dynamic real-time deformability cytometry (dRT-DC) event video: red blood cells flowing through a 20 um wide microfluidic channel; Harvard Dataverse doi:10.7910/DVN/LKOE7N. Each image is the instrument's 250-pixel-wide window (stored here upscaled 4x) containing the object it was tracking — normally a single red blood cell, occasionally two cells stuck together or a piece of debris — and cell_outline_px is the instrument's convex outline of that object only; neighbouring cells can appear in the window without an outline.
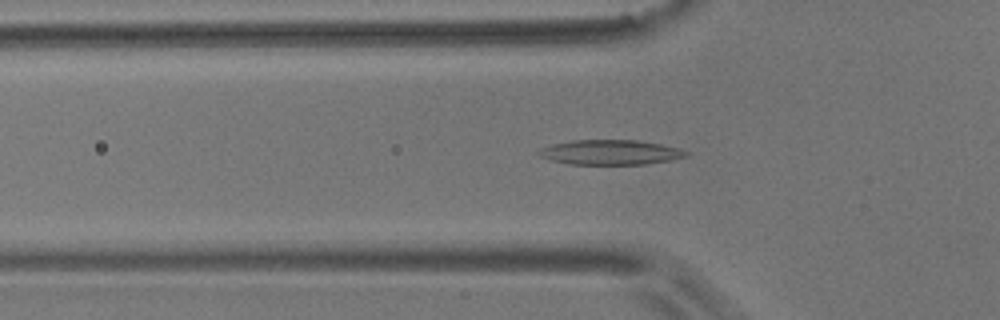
{"species": "common noctule bat (a hibernating species)", "species_latin": "Nyctalus noctula", "temperature_condition": "room temperature", "stored_images_in_passage": 49, "camera_frame_rate_fps": 3000, "um_per_image_px": 0.085, "animal": {"sex": "male", "body_mass_g": 17.9}, "frame": {"image": 1, "passage_image": 11, "time_ms": 3.333, "image_size_px": [1000, 320], "cell_outline_px": [[688, 156], [672, 160], [644, 164], [568, 164], [552, 160], [540, 156], [536, 152], [540, 148], [552, 144], [572, 140], [636, 140], [660, 144], [676, 148], [688, 152]], "centroid_in_image_um": [51.85, 12.94], "position_along_channel_um": 73.9, "area_um2": 21.21}}
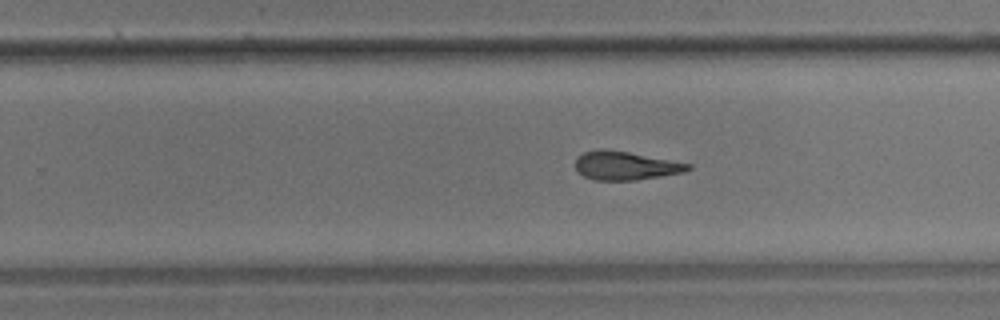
{"frame": {"image": 2, "passage_image": 28, "time_ms": 9.0, "image_size_px": [1000, 320], "cell_outline_px": [[692, 168], [684, 172], [636, 180], [596, 180], [584, 176], [576, 168], [576, 156], [584, 152], [628, 152], [692, 164]], "centroid_in_image_um": [53.23, 14.12], "position_along_channel_um": 276.6, "area_um2": 17.98}}
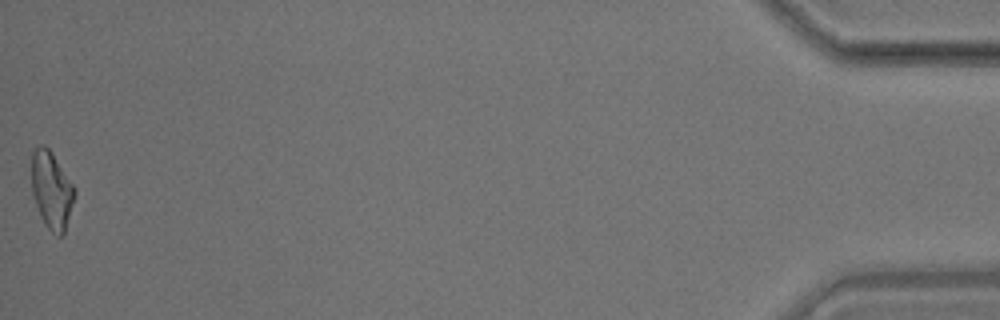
{"frame": {"image": 3, "passage_image": 49, "time_ms": 16.0, "image_size_px": [1000, 320], "cell_outline_px": [[76, 192], [64, 236], [56, 236], [44, 224], [40, 216], [32, 192], [32, 152], [40, 144], [44, 144], [52, 152], [76, 188]], "centroid_in_image_um": [4.4, 16.18], "position_along_channel_um": 430.8, "area_um2": 19.54}, "authors_computed_cell_mechanics": {"area_um2": 19.4208, "velocity_mm_per_s": 3.5681, "shape_relaxation_time_tau1_ms": null, "shape_relaxation_time_tau2_ms": 5.3994, "deformation_change_tau1": null, "deformation_change_tau2": 0.1587}}